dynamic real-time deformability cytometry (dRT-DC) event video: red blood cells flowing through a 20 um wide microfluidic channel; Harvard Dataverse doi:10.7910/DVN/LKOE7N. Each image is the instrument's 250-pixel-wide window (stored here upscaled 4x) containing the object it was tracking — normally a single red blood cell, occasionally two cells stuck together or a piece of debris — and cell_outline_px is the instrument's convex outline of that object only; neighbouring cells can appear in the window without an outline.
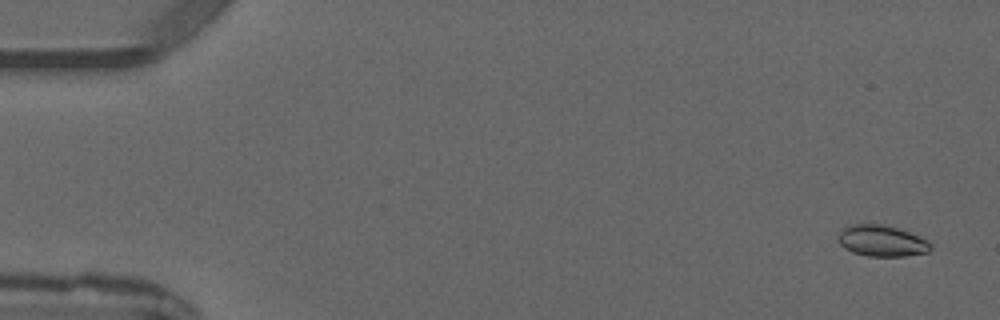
{"species": "common noctule bat (a hibernating species)", "species_latin": "Nyctalus noctula", "temperature_condition": "warm", "stored_images_in_passage": 3, "segment_of_instrument_passage": [2, 2], "camera_frame_rate_fps": 3000, "um_per_image_px": 0.085, "animal": {"sex": "male", "forearm_length_mm": 52.5}, "frame": {"image": 1, "passage_image": 3, "time_ms": 2.667, "image_size_px": [1000, 320], "cell_outline_px": [[932, 248], [928, 252], [904, 256], [868, 256], [852, 252], [844, 248], [840, 244], [836, 236], [844, 228], [852, 224], [884, 224], [908, 232], [928, 240], [932, 244]], "centroid_in_image_um": [74.94, 20.48], "position_along_channel_um": 10.1, "area_um2": 16.82}}